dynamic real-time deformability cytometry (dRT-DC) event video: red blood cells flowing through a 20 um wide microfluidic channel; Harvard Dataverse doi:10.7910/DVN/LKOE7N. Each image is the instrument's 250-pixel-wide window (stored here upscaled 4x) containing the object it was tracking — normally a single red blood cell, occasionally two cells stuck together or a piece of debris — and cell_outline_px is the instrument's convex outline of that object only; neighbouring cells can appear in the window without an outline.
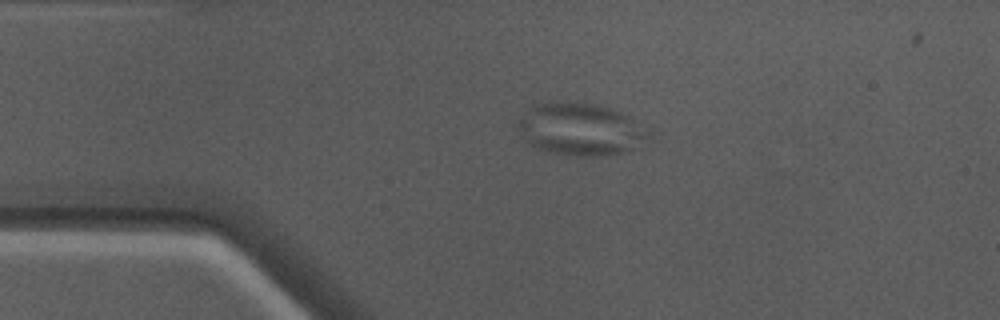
{"species": "Egyptian fruit bat (a non-hibernating species)", "species_latin": "Rousettus aegyptiacus", "temperature_condition": "warm", "stored_images_in_passage": 40, "camera_frame_rate_fps": 3000, "um_per_image_px": 0.085, "animal": {"sex": "male"}, "frame": {"image": 1, "passage_image": 1, "time_ms": 0.0, "image_size_px": [1000, 320], "cell_outline_px": [[660, 136], [636, 148], [624, 152], [596, 156], [568, 156], [548, 152], [536, 148], [528, 144], [524, 140], [516, 128], [516, 120], [536, 104], [548, 100], [552, 100], [596, 104], [608, 108], [628, 116], [652, 128]], "centroid_in_image_um": [49.42, 11.0], "position_along_channel_um": 35.6, "area_um2": 41.38}}
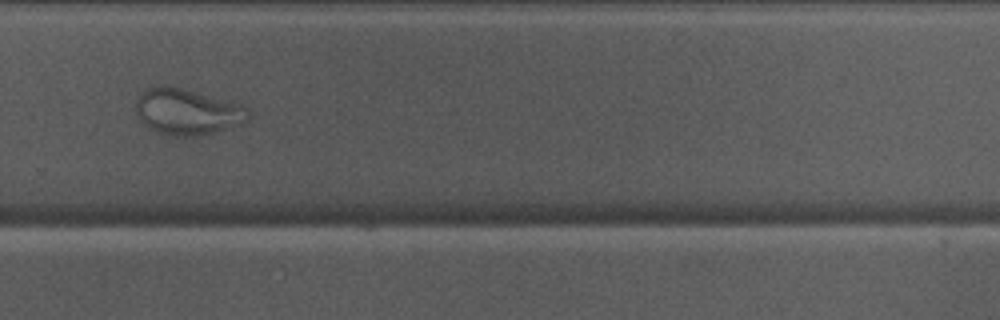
{"frame": {"image": 2, "passage_image": 24, "time_ms": 7.667, "image_size_px": [1000, 320], "cell_outline_px": [[248, 120], [244, 124], [196, 136], [168, 136], [152, 132], [140, 120], [136, 112], [136, 100], [144, 88], [160, 84], [168, 84], [248, 108]], "centroid_in_image_um": [15.81, 9.51], "position_along_channel_um": 314.0, "area_um2": 30.17}}
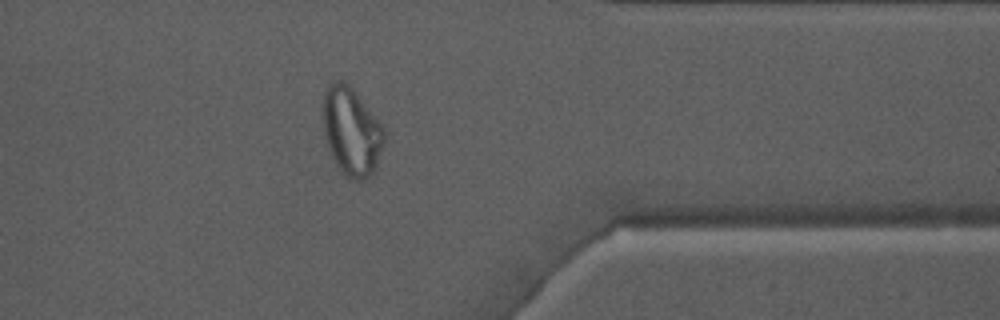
{"frame": {"image": 3, "passage_image": 30, "time_ms": 9.667, "image_size_px": [1000, 320], "cell_outline_px": [[388, 136], [376, 168], [372, 176], [364, 180], [352, 180], [344, 176], [332, 156], [328, 148], [324, 132], [324, 92], [328, 84], [332, 80], [344, 80], [352, 88], [384, 128]], "centroid_in_image_um": [29.92, 11.21], "position_along_channel_um": 381.5, "area_um2": 31.67}}